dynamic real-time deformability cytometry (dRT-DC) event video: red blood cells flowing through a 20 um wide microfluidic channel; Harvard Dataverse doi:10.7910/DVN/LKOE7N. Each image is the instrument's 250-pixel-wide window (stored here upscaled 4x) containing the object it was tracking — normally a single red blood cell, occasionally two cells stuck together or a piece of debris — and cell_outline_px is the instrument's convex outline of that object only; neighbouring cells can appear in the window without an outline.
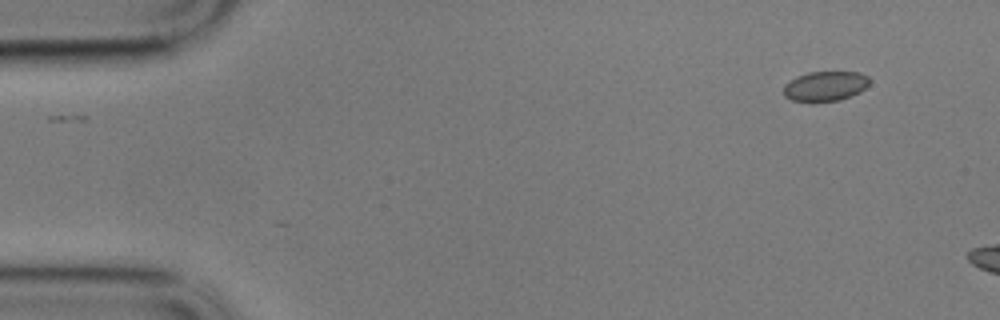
{"species": "common noctule bat (a hibernating species)", "species_latin": "Nyctalus noctula", "temperature_condition": "cold", "stored_images_in_passage": 6, "camera_frame_rate_fps": 3000, "um_per_image_px": 0.085, "animal": {"sex": "male", "body_mass_g": 17.9}, "frame": {"image": 1, "passage_image": 1, "time_ms": 0.0, "image_size_px": [1000, 320], "cell_outline_px": [[868, 84], [860, 92], [840, 100], [792, 100], [784, 96], [784, 84], [796, 76], [808, 72], [860, 72], [868, 76]], "centroid_in_image_um": [70.14, 7.29], "position_along_channel_um": 14.9, "area_um2": 14.62}}